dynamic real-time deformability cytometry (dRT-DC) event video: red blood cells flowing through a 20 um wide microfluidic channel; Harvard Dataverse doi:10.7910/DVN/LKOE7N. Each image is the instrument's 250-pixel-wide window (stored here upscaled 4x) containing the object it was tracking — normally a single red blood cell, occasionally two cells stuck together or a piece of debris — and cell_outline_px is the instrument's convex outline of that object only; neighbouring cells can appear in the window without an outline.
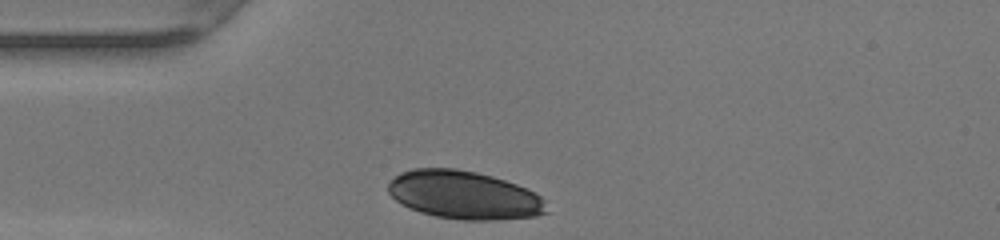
{"species": "human", "species_latin": "Homo sapiens", "temperature_condition": "warm", "stored_images_in_passage": 26, "camera_frame_rate_fps": 3000, "um_per_image_px": 0.085, "donor": {"sex": "female"}, "frame": {"image": 1, "passage_image": 1, "time_ms": 0.0, "image_size_px": [1000, 240], "cell_outline_px": [[548, 212], [536, 216], [496, 220], [460, 220], [436, 216], [420, 212], [396, 200], [388, 192], [388, 184], [400, 172], [412, 168], [456, 168], [476, 172], [492, 176], [516, 184], [540, 196]], "centroid_in_image_um": [39.43, 16.57], "position_along_channel_um": 45.6, "area_um2": 44.16}}
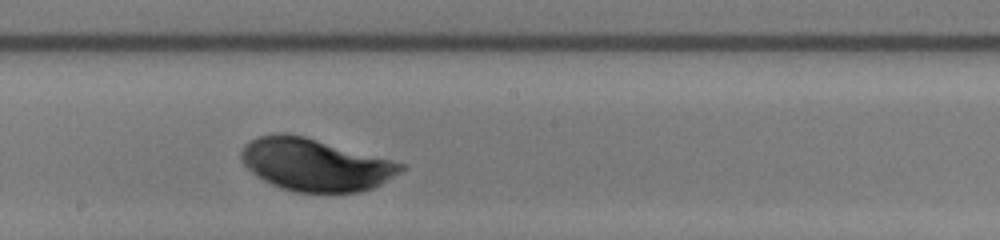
{"frame": {"image": 2, "passage_image": 15, "time_ms": 4.667, "image_size_px": [1000, 240], "cell_outline_px": [[408, 168], [380, 184], [372, 188], [360, 192], [296, 192], [280, 188], [256, 176], [244, 164], [240, 156], [240, 152], [244, 144], [260, 136], [272, 132], [284, 132], [304, 136], [392, 160], [404, 164]], "centroid_in_image_um": [26.78, 13.99], "position_along_channel_um": 221.4, "area_um2": 48.67}}
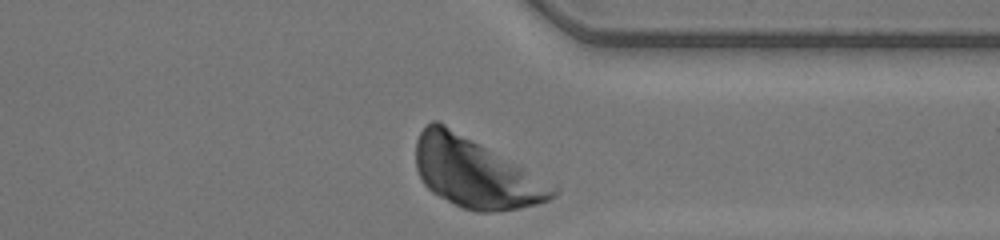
{"frame": {"image": 3, "passage_image": 26, "time_ms": 8.333, "image_size_px": [1000, 240], "cell_outline_px": [[560, 192], [556, 196], [548, 200], [536, 204], [520, 208], [500, 212], [476, 212], [464, 208], [432, 192], [424, 184], [416, 168], [416, 140], [420, 132], [432, 120], [436, 120], [444, 124], [560, 188]], "centroid_in_image_um": [40.41, 14.72], "position_along_channel_um": 371.0, "area_um2": 54.85}, "authors_computed_cell_mechanics": {"area_um2": 48.3208, "velocity_mm_per_s": 4.144, "shape_relaxation_time_tau1_ms": 1.2241, "shape_relaxation_time_tau2_ms": null, "deformation_change_tau1": 0.0745, "deformation_change_tau2": null}}